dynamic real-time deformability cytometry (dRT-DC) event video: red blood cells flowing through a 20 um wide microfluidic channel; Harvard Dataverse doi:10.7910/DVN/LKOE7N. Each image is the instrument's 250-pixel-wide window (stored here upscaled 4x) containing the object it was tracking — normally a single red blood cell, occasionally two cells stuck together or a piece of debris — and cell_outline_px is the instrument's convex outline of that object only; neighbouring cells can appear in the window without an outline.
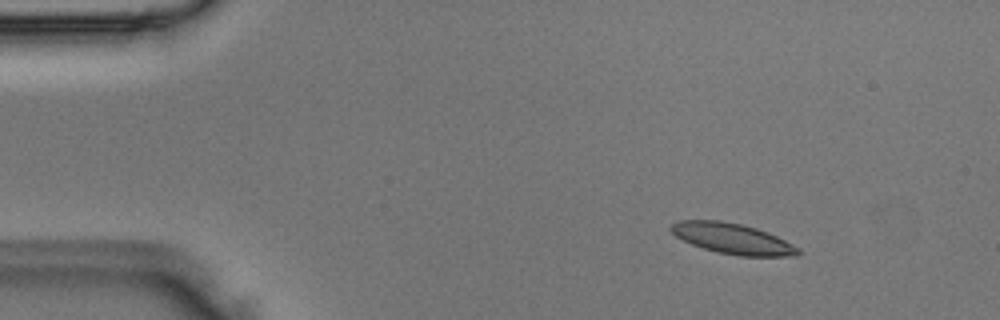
{"species": "Egyptian fruit bat (a non-hibernating species)", "species_latin": "Rousettus aegyptiacus", "temperature_condition": "room temperature", "stored_images_in_passage": 3, "camera_frame_rate_fps": 3000, "um_per_image_px": 0.085, "animal": {"sex": "male"}, "frame": {"image": 1, "passage_image": 1, "time_ms": 0.0, "image_size_px": [1000, 320], "cell_outline_px": [[800, 252], [796, 256], [740, 256], [716, 252], [692, 244], [676, 236], [668, 228], [672, 224], [680, 220], [720, 220], [740, 224], [756, 228], [768, 232], [800, 248]], "centroid_in_image_um": [62.26, 20.28], "position_along_channel_um": 22.7, "area_um2": 22.54}}